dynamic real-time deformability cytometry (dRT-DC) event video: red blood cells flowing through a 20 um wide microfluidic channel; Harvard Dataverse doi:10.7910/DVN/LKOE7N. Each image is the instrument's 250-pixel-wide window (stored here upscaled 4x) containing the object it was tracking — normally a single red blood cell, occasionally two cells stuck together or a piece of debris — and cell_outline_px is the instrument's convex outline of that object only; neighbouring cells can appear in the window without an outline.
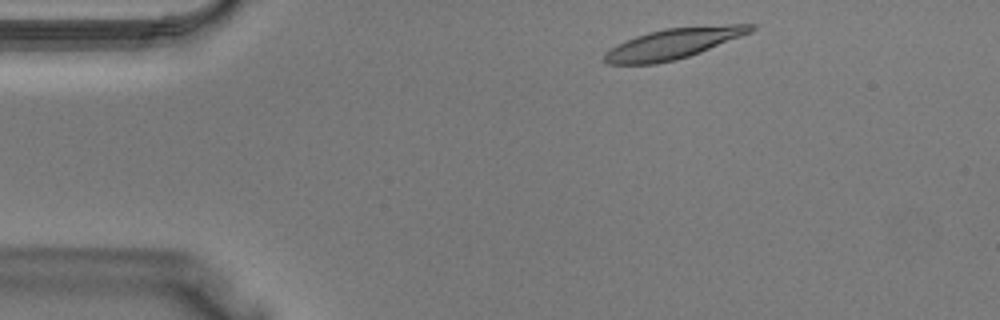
{"species": "Egyptian fruit bat (a non-hibernating species)", "species_latin": "Rousettus aegyptiacus", "temperature_condition": "warm", "stored_images_in_passage": 35, "camera_frame_rate_fps": 3000, "um_per_image_px": 0.085, "animal": {"sex": "male"}, "frame": {"image": 1, "passage_image": 2, "time_ms": 0.333, "image_size_px": [1000, 320], "cell_outline_px": [[756, 28], [752, 32], [700, 52], [676, 60], [656, 64], [604, 64], [604, 52], [616, 44], [636, 36], [648, 32], [664, 28], [728, 24], [756, 24]], "centroid_in_image_um": [57.22, 3.7], "position_along_channel_um": 27.8, "area_um2": 26.13}}
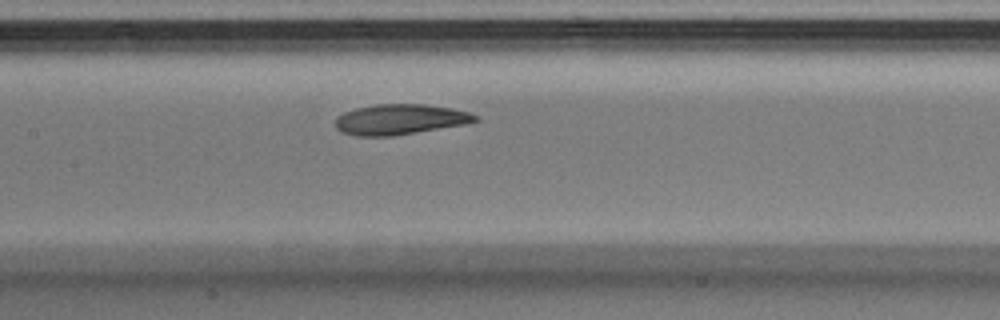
{"frame": {"image": 2, "passage_image": 14, "time_ms": 4.333, "image_size_px": [1000, 320], "cell_outline_px": [[480, 120], [468, 124], [392, 136], [356, 136], [340, 132], [336, 128], [336, 116], [344, 112], [356, 108], [376, 104], [424, 104], [452, 108], [468, 112], [480, 116]], "centroid_in_image_um": [34.02, 10.15], "position_along_channel_um": 173.4, "area_um2": 25.03}}
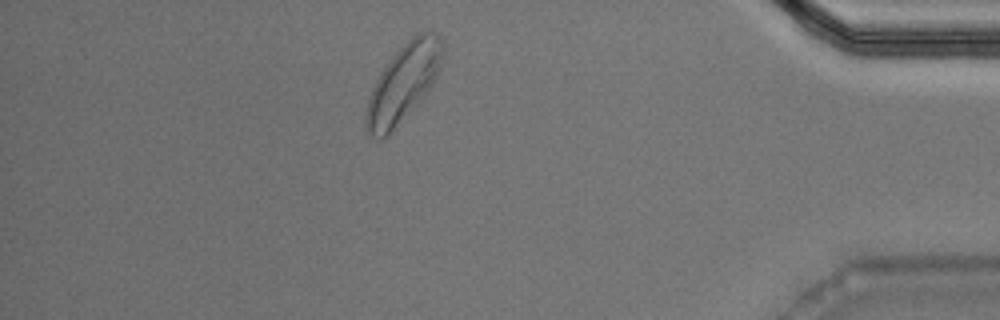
{"frame": {"image": 3, "passage_image": 30, "time_ms": 9.667, "image_size_px": [1000, 320], "cell_outline_px": [[444, 48], [440, 72], [428, 92], [380, 140], [368, 136], [364, 128], [364, 116], [368, 96], [380, 72], [392, 56], [416, 32], [428, 32], [440, 36]], "centroid_in_image_um": [34.26, 7.04], "position_along_channel_um": 400.9, "area_um2": 34.39}}